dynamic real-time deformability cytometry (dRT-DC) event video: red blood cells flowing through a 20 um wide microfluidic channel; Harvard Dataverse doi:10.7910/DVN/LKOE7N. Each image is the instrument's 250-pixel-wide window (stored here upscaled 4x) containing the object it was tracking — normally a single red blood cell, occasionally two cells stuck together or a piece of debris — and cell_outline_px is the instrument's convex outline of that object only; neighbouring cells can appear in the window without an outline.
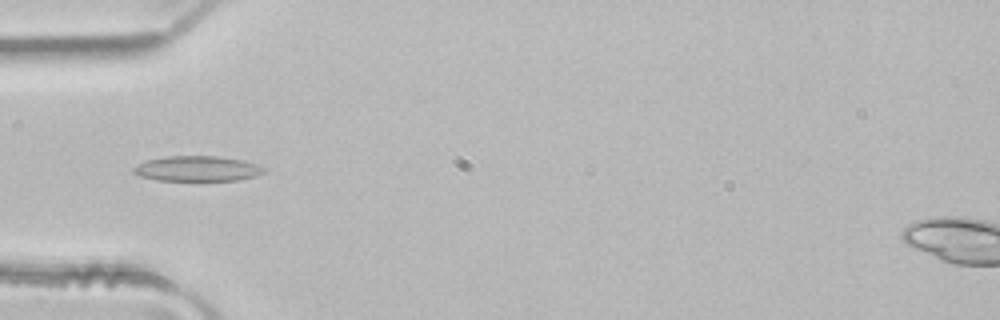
{"species": "common noctule bat (a hibernating species)", "species_latin": "Nyctalus noctula", "temperature_condition": "room temperature", "stored_images_in_passage": 4, "camera_frame_rate_fps": 3000, "um_per_image_px": 0.085, "animal": {"sex": "male", "body_mass_g": 21.5, "forearm_length_mm": 52.0}, "frame": {"image": 1, "passage_image": 4, "time_ms": 1.0, "image_size_px": [1000, 320], "cell_outline_px": [[268, 168], [264, 172], [256, 176], [240, 180], [156, 180], [140, 176], [132, 172], [132, 168], [136, 164], [148, 160], [164, 156], [220, 156], [244, 160]], "centroid_in_image_um": [16.78, 14.33], "position_along_channel_um": 68.2, "area_um2": 19.36}}